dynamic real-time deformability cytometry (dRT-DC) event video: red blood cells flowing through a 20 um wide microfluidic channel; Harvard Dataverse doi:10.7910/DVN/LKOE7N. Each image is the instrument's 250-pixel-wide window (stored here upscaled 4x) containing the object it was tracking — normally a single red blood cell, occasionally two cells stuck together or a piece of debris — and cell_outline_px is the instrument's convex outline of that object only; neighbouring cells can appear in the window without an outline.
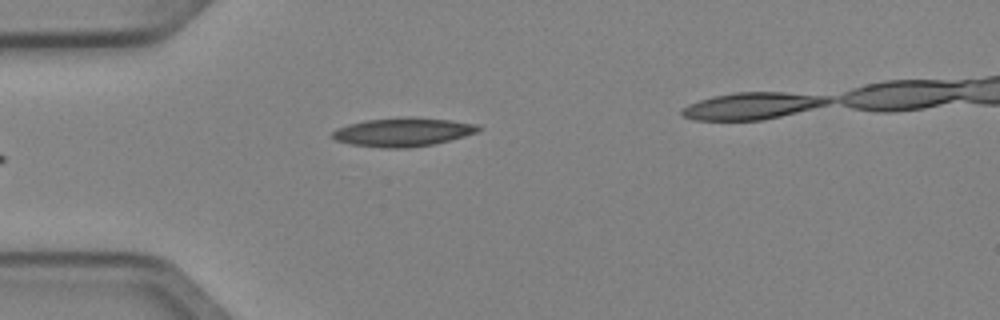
{"species": "Egyptian fruit bat (a non-hibernating species)", "species_latin": "Rousettus aegyptiacus", "temperature_condition": "cold", "stored_images_in_passage": 5, "segment_of_instrument_passage": [1, 2], "camera_frame_rate_fps": 3000, "um_per_image_px": 0.085, "animal": {"sex": "female"}, "frame": {"image": 1, "passage_image": 4, "time_ms": 1.0, "image_size_px": [1000, 320], "cell_outline_px": [[484, 128], [476, 132], [464, 136], [432, 144], [408, 148], [384, 148], [352, 144], [336, 140], [332, 136], [332, 132], [336, 128], [348, 124], [364, 120], [452, 120], [476, 124]], "centroid_in_image_um": [34.22, 11.27], "position_along_channel_um": 50.8, "area_um2": 23.12}}